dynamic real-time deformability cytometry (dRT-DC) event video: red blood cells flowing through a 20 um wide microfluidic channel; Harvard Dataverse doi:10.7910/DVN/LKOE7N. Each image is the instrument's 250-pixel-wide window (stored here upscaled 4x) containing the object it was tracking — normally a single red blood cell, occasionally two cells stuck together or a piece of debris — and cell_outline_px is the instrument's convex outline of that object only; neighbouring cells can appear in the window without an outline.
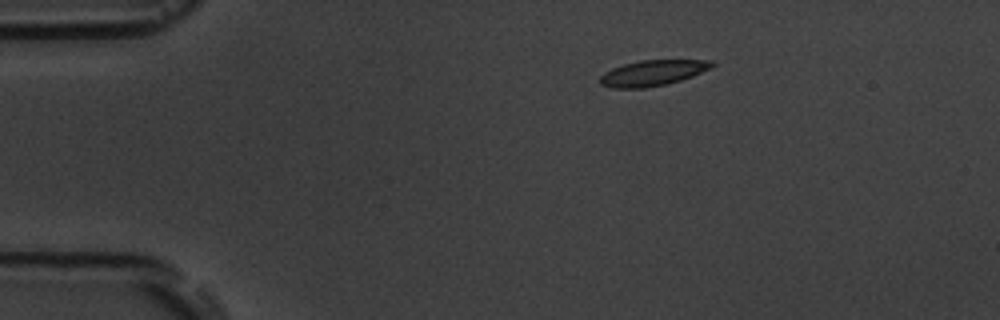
{"species": "common noctule bat (a hibernating species)", "species_latin": "Nyctalus noctula", "temperature_condition": "room temperature", "stored_images_in_passage": 3, "camera_frame_rate_fps": 3000, "um_per_image_px": 0.085, "animal": {"sex": "male", "body_mass_g": 19.5, "forearm_length_mm": 54.6}, "frame": {"image": 1, "passage_image": 1, "time_ms": 0.0, "image_size_px": [1000, 320], "cell_outline_px": [[716, 64], [712, 68], [692, 76], [668, 84], [644, 88], [612, 88], [600, 84], [600, 76], [604, 72], [612, 68], [624, 64], [640, 60], [712, 60]], "centroid_in_image_um": [55.49, 6.2], "position_along_channel_um": 29.5, "area_um2": 16.82}}